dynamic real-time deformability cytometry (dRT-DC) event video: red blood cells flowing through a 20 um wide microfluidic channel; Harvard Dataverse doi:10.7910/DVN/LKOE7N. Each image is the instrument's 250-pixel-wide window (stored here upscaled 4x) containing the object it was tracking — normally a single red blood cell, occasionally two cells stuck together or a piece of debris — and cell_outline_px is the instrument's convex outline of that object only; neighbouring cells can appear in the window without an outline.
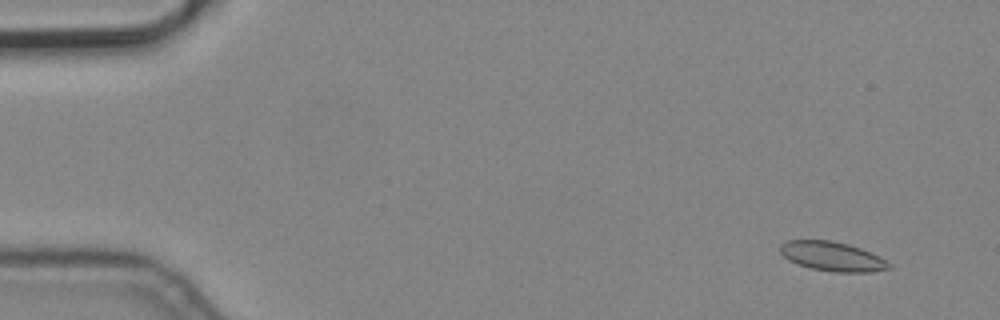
{"species": "common noctule bat (a hibernating species)", "species_latin": "Nyctalus noctula", "temperature_condition": "cold", "stored_images_in_passage": 8, "camera_frame_rate_fps": 3000, "um_per_image_px": 0.085, "animal": {"sex": "male", "body_mass_g": 19.2, "forearm_length_mm": 51.8}, "frame": {"image": 1, "passage_image": 2, "time_ms": 0.333, "image_size_px": [1000, 320], "cell_outline_px": [[892, 268], [872, 272], [836, 272], [812, 268], [796, 264], [788, 260], [780, 252], [780, 244], [788, 240], [828, 240], [848, 244], [860, 248], [880, 256], [892, 264]], "centroid_in_image_um": [70.76, 21.8], "position_along_channel_um": 14.2, "area_um2": 18.67}}
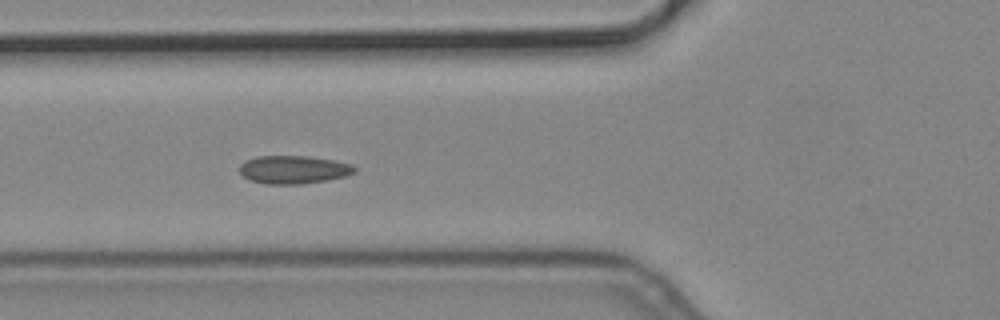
{"frame": {"image": 2, "passage_image": 7, "time_ms": 2.0, "image_size_px": [1000, 320], "cell_outline_px": [[356, 172], [344, 176], [324, 180], [300, 184], [268, 184], [248, 180], [240, 172], [240, 164], [244, 160], [256, 156], [308, 156], [332, 160], [352, 164], [356, 168]], "centroid_in_image_um": [24.91, 14.41], "position_along_channel_um": 100.9, "area_um2": 18.79}}
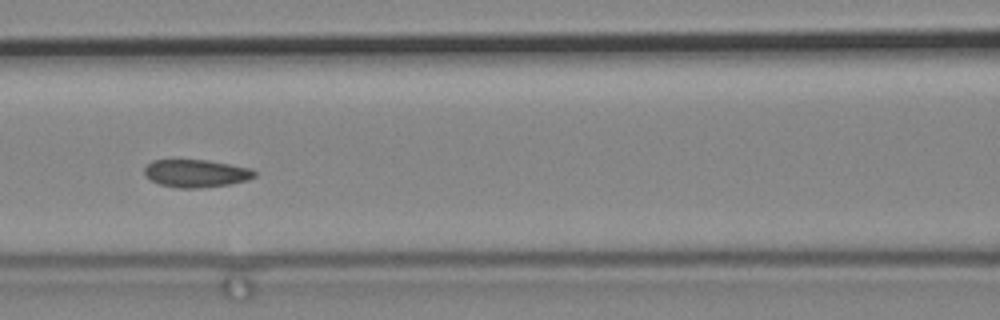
{"frame": {"image": 3, "passage_image": 8, "time_ms": 2.333, "image_size_px": [1000, 320], "cell_outline_px": [[256, 176], [248, 180], [228, 184], [200, 188], [176, 188], [160, 184], [152, 180], [144, 172], [144, 168], [152, 160], [208, 160], [252, 168], [256, 172]], "centroid_in_image_um": [16.7, 14.73], "position_along_channel_um": 149.9, "area_um2": 17.74}}